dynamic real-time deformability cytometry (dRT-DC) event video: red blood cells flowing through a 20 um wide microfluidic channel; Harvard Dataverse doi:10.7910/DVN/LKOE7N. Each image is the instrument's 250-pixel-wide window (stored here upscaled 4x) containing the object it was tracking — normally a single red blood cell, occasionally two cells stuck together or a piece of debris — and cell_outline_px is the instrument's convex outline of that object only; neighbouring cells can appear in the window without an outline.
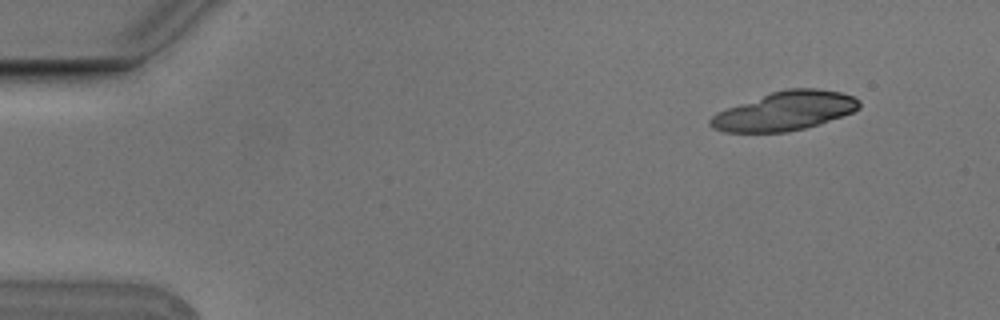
{"species": "Egyptian fruit bat (a non-hibernating species)", "species_latin": "Rousettus aegyptiacus", "temperature_condition": "cold", "stored_images_in_passage": 4, "camera_frame_rate_fps": 3000, "um_per_image_px": 0.085, "animal": {"sex": "male"}, "frame": {"image": 1, "passage_image": 1, "time_ms": 0.0, "image_size_px": [1000, 320], "cell_outline_px": [[860, 108], [852, 112], [804, 128], [788, 132], [724, 132], [712, 128], [708, 124], [708, 120], [716, 112], [772, 92], [788, 88], [816, 88], [840, 92], [852, 96], [860, 100]], "centroid_in_image_um": [66.68, 9.44], "position_along_channel_um": 18.3, "area_um2": 33.35}}